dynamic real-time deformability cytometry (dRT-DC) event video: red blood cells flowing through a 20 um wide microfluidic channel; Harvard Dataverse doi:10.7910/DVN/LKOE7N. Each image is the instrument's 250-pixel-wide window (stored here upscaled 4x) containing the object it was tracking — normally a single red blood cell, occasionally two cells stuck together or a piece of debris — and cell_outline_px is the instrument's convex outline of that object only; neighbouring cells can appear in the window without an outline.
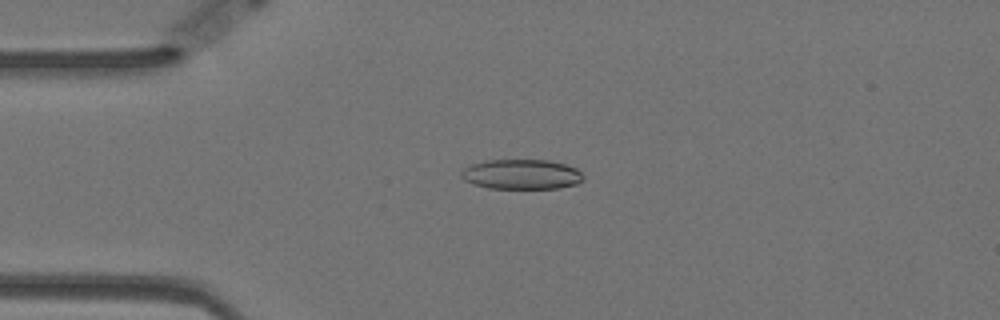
{"species": "Egyptian fruit bat (a non-hibernating species)", "species_latin": "Rousettus aegyptiacus", "temperature_condition": "warm", "stored_images_in_passage": 27, "camera_frame_rate_fps": 3000, "um_per_image_px": 0.085, "animal": {"sex": "female"}, "frame": {"image": 1, "passage_image": 13, "time_ms": 4.0, "image_size_px": [1000, 320], "cell_outline_px": [[584, 180], [576, 184], [560, 188], [488, 188], [472, 184], [464, 180], [460, 176], [460, 172], [464, 168], [472, 164], [484, 160], [548, 160], [564, 164], [576, 168], [584, 176]], "centroid_in_image_um": [44.31, 14.82], "position_along_channel_um": 40.7, "area_um2": 21.39}}
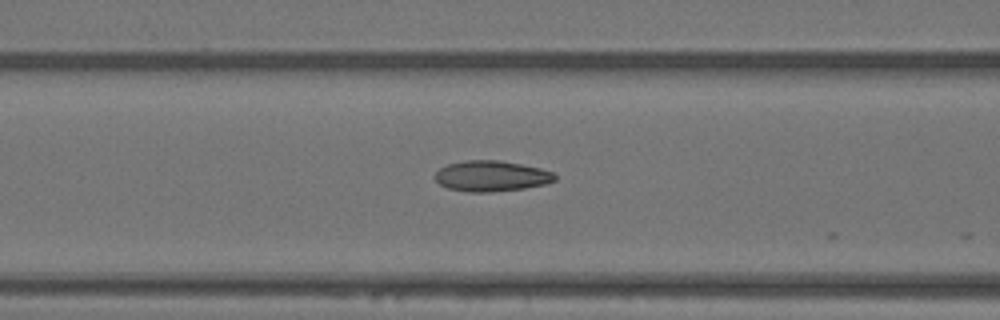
{"frame": {"image": 2, "passage_image": 22, "time_ms": 7.0, "image_size_px": [1000, 320], "cell_outline_px": [[556, 180], [548, 184], [524, 188], [492, 192], [468, 192], [448, 188], [440, 184], [432, 176], [440, 168], [448, 164], [468, 160], [500, 160], [540, 168], [552, 172], [556, 176]], "centroid_in_image_um": [41.77, 14.97], "position_along_channel_um": 124.8, "area_um2": 21.5}}
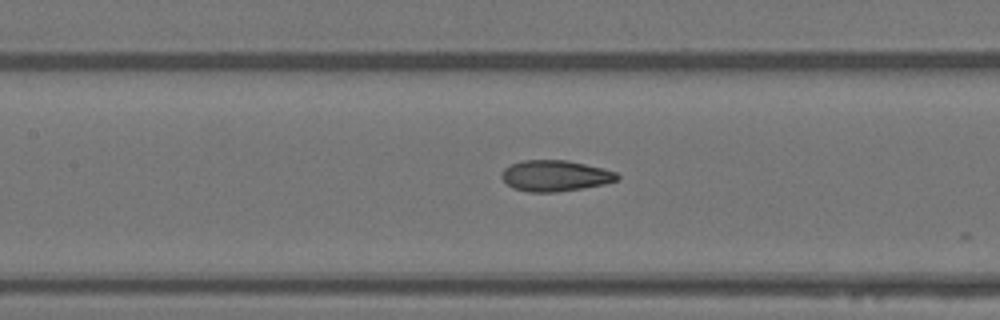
{"frame": {"image": 3, "passage_image": 25, "time_ms": 8.0, "image_size_px": [1000, 320], "cell_outline_px": [[620, 176], [616, 180], [604, 184], [556, 192], [528, 192], [512, 188], [500, 176], [500, 172], [504, 168], [512, 164], [524, 160], [568, 160], [616, 172]], "centroid_in_image_um": [47.14, 14.94], "position_along_channel_um": 160.3, "area_um2": 20.69}}